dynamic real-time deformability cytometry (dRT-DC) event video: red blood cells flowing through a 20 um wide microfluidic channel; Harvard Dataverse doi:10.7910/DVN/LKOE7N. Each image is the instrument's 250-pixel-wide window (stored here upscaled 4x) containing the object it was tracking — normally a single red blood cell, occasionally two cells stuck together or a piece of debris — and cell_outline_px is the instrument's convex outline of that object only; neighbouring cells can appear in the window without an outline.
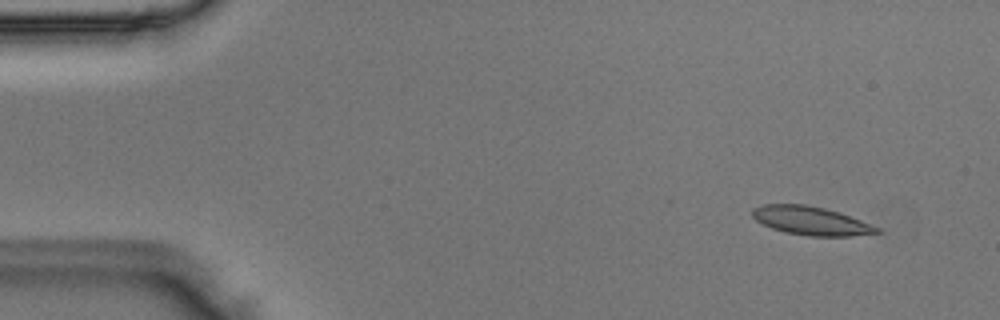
{"species": "Egyptian fruit bat (a non-hibernating species)", "species_latin": "Rousettus aegyptiacus", "temperature_condition": "room temperature", "stored_images_in_passage": 48, "camera_frame_rate_fps": 3000, "um_per_image_px": 0.085, "animal": {"sex": "male"}, "frame": {"image": 1, "passage_image": 1, "time_ms": 0.0, "image_size_px": [1000, 320], "cell_outline_px": [[880, 232], [852, 236], [808, 236], [784, 232], [772, 228], [756, 220], [752, 216], [752, 208], [764, 204], [804, 204], [824, 208], [840, 212], [880, 228]], "centroid_in_image_um": [68.91, 18.76], "position_along_channel_um": 16.1, "area_um2": 20.63}}
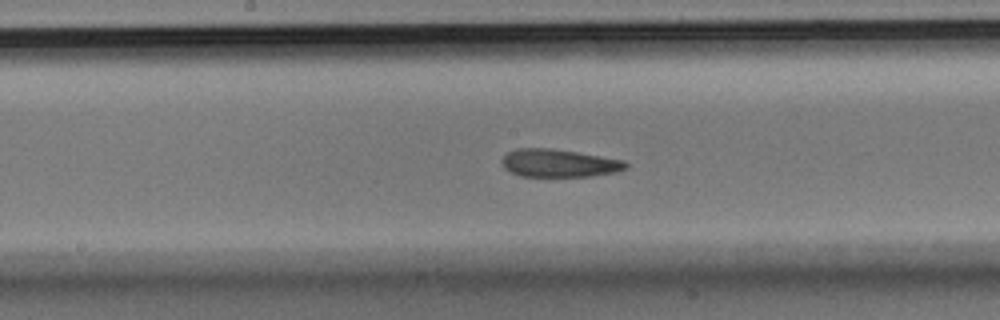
{"frame": {"image": 2, "passage_image": 23, "time_ms": 7.333, "image_size_px": [1000, 320], "cell_outline_px": [[628, 168], [616, 172], [592, 176], [520, 176], [504, 168], [504, 156], [508, 152], [516, 148], [552, 148], [624, 160], [628, 164]], "centroid_in_image_um": [47.55, 13.86], "position_along_channel_um": 200.7, "area_um2": 19.94}}
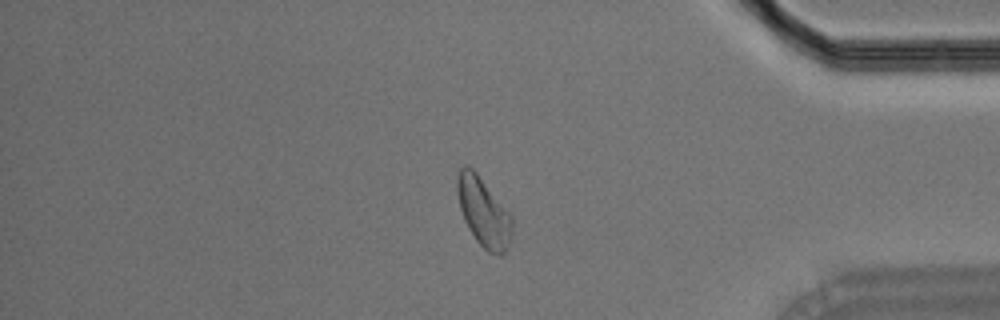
{"frame": {"image": 3, "passage_image": 40, "time_ms": 13.0, "image_size_px": [1000, 320], "cell_outline_px": [[512, 232], [508, 248], [504, 256], [500, 256], [488, 252], [476, 240], [468, 228], [464, 220], [460, 208], [456, 192], [456, 176], [460, 168], [472, 168], [476, 172], [512, 216]], "centroid_in_image_um": [41.1, 18.07], "position_along_channel_um": 394.1, "area_um2": 22.02}}